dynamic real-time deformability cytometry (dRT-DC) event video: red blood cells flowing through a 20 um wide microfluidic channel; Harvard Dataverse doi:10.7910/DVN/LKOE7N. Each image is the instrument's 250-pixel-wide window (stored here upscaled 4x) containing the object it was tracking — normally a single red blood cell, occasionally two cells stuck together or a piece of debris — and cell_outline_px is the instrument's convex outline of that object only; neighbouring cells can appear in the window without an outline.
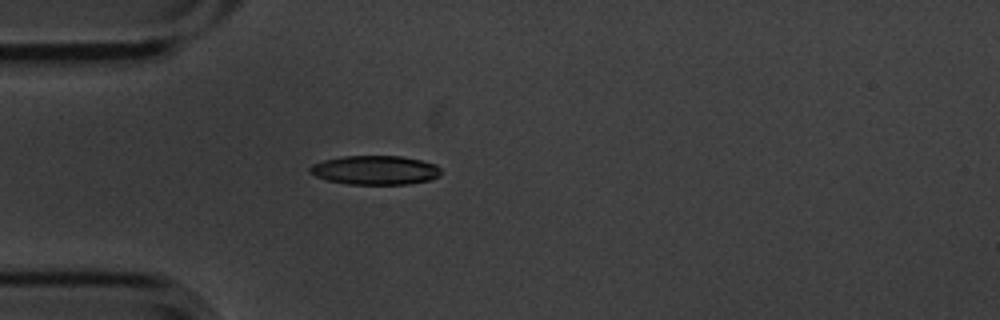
{"species": "common noctule bat (a hibernating species)", "species_latin": "Nyctalus noctula", "temperature_condition": "cold", "stored_images_in_passage": 2, "camera_frame_rate_fps": 3000, "um_per_image_px": 0.085, "animal": {"sex": "male", "body_mass_g": 20.1, "forearm_length_mm": 53.5}, "frame": {"image": 1, "passage_image": 2, "time_ms": 0.333, "image_size_px": [1000, 320], "cell_outline_px": [[440, 176], [428, 180], [408, 184], [348, 184], [328, 180], [316, 176], [308, 172], [308, 168], [312, 164], [324, 160], [344, 156], [400, 156], [420, 160], [436, 164], [440, 168]], "centroid_in_image_um": [31.87, 14.46], "position_along_channel_um": 53.1, "area_um2": 22.14}}